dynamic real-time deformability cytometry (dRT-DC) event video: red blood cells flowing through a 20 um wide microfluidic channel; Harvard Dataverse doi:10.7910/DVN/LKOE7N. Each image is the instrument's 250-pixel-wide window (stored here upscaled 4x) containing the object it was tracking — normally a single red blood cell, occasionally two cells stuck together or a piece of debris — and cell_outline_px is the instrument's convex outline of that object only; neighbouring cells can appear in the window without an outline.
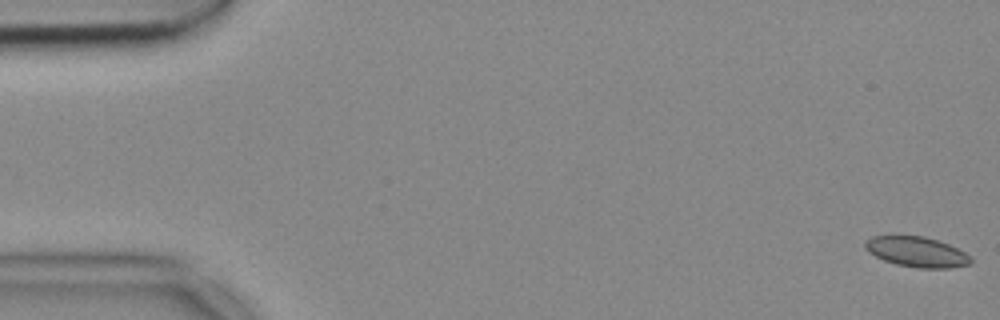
{"species": "common noctule bat (a hibernating species)", "species_latin": "Nyctalus noctula", "temperature_condition": "cold", "stored_images_in_passage": 54, "camera_frame_rate_fps": 3000, "um_per_image_px": 0.085, "animal": {"sex": "female", "body_mass_g": 18.4}, "frame": {"image": 1, "passage_image": 1, "time_ms": 0.0, "image_size_px": [1000, 320], "cell_outline_px": [[972, 264], [952, 268], [916, 268], [896, 264], [884, 260], [868, 252], [864, 248], [864, 244], [872, 236], [924, 236], [940, 240], [972, 256]], "centroid_in_image_um": [77.96, 21.42], "position_along_channel_um": 7.0, "area_um2": 18.73}}
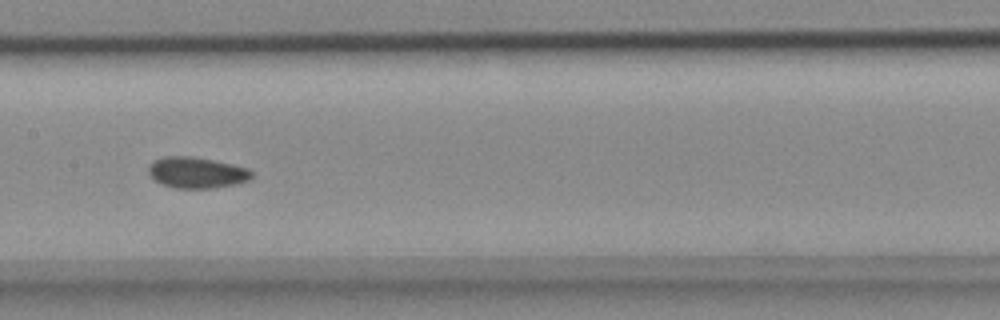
{"frame": {"image": 2, "passage_image": 27, "time_ms": 8.667, "image_size_px": [1000, 320], "cell_outline_px": [[252, 176], [248, 180], [236, 184], [212, 188], [176, 188], [164, 184], [156, 180], [148, 172], [148, 168], [152, 160], [164, 156], [188, 156], [212, 160], [232, 164], [248, 168], [252, 172]], "centroid_in_image_um": [16.71, 14.66], "position_along_channel_um": 190.7, "area_um2": 18.5}}
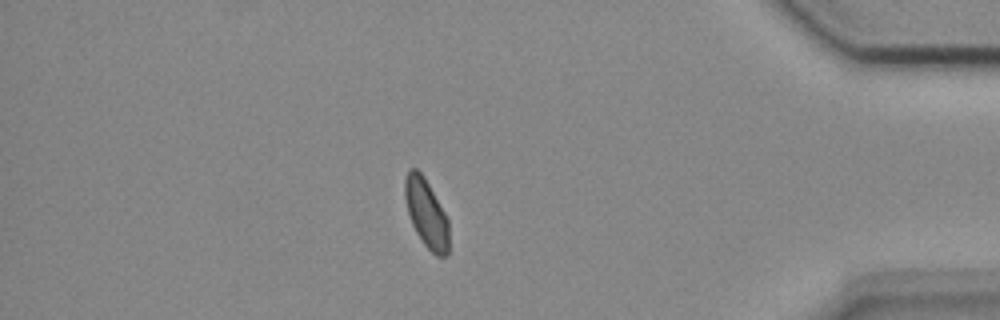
{"frame": {"image": 3, "passage_image": 47, "time_ms": 15.333, "image_size_px": [1000, 320], "cell_outline_px": [[448, 256], [436, 256], [424, 244], [416, 232], [412, 224], [408, 212], [404, 196], [404, 180], [408, 168], [416, 168], [424, 176], [444, 212], [448, 220]], "centroid_in_image_um": [36.22, 18.11], "position_along_channel_um": 399.0, "area_um2": 17.46}, "authors_computed_cell_mechanics": {"area_um2": 18.5249, "velocity_mm_per_s": 3.7005, "shape_relaxation_time_tau1_ms": 8.2003, "shape_relaxation_time_tau2_ms": 4.428, "deformation_change_tau1": 0.0673, "deformation_change_tau2": 0.0574}}